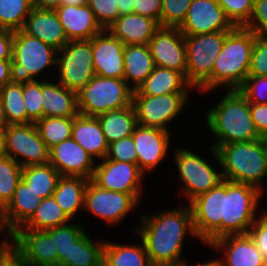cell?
<instances>
[{"label": "cell", "instance_id": "1", "mask_svg": "<svg viewBox=\"0 0 267 266\" xmlns=\"http://www.w3.org/2000/svg\"><path fill=\"white\" fill-rule=\"evenodd\" d=\"M141 227L135 229L143 241L150 262H179L183 240L188 233L196 237L190 205L141 217Z\"/></svg>", "mask_w": 267, "mask_h": 266}, {"label": "cell", "instance_id": "2", "mask_svg": "<svg viewBox=\"0 0 267 266\" xmlns=\"http://www.w3.org/2000/svg\"><path fill=\"white\" fill-rule=\"evenodd\" d=\"M255 33L244 27H235L224 41L214 62L210 79L199 89L212 91L222 85L228 90H238L248 77Z\"/></svg>", "mask_w": 267, "mask_h": 266}, {"label": "cell", "instance_id": "3", "mask_svg": "<svg viewBox=\"0 0 267 266\" xmlns=\"http://www.w3.org/2000/svg\"><path fill=\"white\" fill-rule=\"evenodd\" d=\"M209 130L216 141L211 146L234 142H249L260 139L251 118L250 103L239 90H228L227 94L206 116Z\"/></svg>", "mask_w": 267, "mask_h": 266}, {"label": "cell", "instance_id": "4", "mask_svg": "<svg viewBox=\"0 0 267 266\" xmlns=\"http://www.w3.org/2000/svg\"><path fill=\"white\" fill-rule=\"evenodd\" d=\"M215 160L223 169L224 180L244 183L262 191L260 183L267 177V139L211 146Z\"/></svg>", "mask_w": 267, "mask_h": 266}, {"label": "cell", "instance_id": "5", "mask_svg": "<svg viewBox=\"0 0 267 266\" xmlns=\"http://www.w3.org/2000/svg\"><path fill=\"white\" fill-rule=\"evenodd\" d=\"M133 89L124 78L95 75L77 92L79 114L96 117L130 106Z\"/></svg>", "mask_w": 267, "mask_h": 266}, {"label": "cell", "instance_id": "6", "mask_svg": "<svg viewBox=\"0 0 267 266\" xmlns=\"http://www.w3.org/2000/svg\"><path fill=\"white\" fill-rule=\"evenodd\" d=\"M261 192L249 184L223 180L222 237L249 233Z\"/></svg>", "mask_w": 267, "mask_h": 266}, {"label": "cell", "instance_id": "7", "mask_svg": "<svg viewBox=\"0 0 267 266\" xmlns=\"http://www.w3.org/2000/svg\"><path fill=\"white\" fill-rule=\"evenodd\" d=\"M57 50L24 33L14 31L11 60V83L26 84L36 80V76L48 66L56 64Z\"/></svg>", "mask_w": 267, "mask_h": 266}, {"label": "cell", "instance_id": "8", "mask_svg": "<svg viewBox=\"0 0 267 266\" xmlns=\"http://www.w3.org/2000/svg\"><path fill=\"white\" fill-rule=\"evenodd\" d=\"M230 31L184 35L187 57L186 82L200 89L211 77L214 62Z\"/></svg>", "mask_w": 267, "mask_h": 266}, {"label": "cell", "instance_id": "9", "mask_svg": "<svg viewBox=\"0 0 267 266\" xmlns=\"http://www.w3.org/2000/svg\"><path fill=\"white\" fill-rule=\"evenodd\" d=\"M57 52H62L56 58L59 83L77 93L95 76L92 39L69 41Z\"/></svg>", "mask_w": 267, "mask_h": 266}, {"label": "cell", "instance_id": "10", "mask_svg": "<svg viewBox=\"0 0 267 266\" xmlns=\"http://www.w3.org/2000/svg\"><path fill=\"white\" fill-rule=\"evenodd\" d=\"M3 145L4 155L22 167L49 163V148L34 123L8 124L3 131Z\"/></svg>", "mask_w": 267, "mask_h": 266}, {"label": "cell", "instance_id": "11", "mask_svg": "<svg viewBox=\"0 0 267 266\" xmlns=\"http://www.w3.org/2000/svg\"><path fill=\"white\" fill-rule=\"evenodd\" d=\"M174 159L189 203L224 180L222 173L188 149H176Z\"/></svg>", "mask_w": 267, "mask_h": 266}, {"label": "cell", "instance_id": "12", "mask_svg": "<svg viewBox=\"0 0 267 266\" xmlns=\"http://www.w3.org/2000/svg\"><path fill=\"white\" fill-rule=\"evenodd\" d=\"M195 234L210 245L222 237L223 181L189 203Z\"/></svg>", "mask_w": 267, "mask_h": 266}, {"label": "cell", "instance_id": "13", "mask_svg": "<svg viewBox=\"0 0 267 266\" xmlns=\"http://www.w3.org/2000/svg\"><path fill=\"white\" fill-rule=\"evenodd\" d=\"M188 93H172L159 96L132 95L137 123L144 127H156L166 131L170 123L184 108Z\"/></svg>", "mask_w": 267, "mask_h": 266}, {"label": "cell", "instance_id": "14", "mask_svg": "<svg viewBox=\"0 0 267 266\" xmlns=\"http://www.w3.org/2000/svg\"><path fill=\"white\" fill-rule=\"evenodd\" d=\"M143 176L137 164L104 158L96 165L91 181L109 191L129 193L139 202Z\"/></svg>", "mask_w": 267, "mask_h": 266}, {"label": "cell", "instance_id": "15", "mask_svg": "<svg viewBox=\"0 0 267 266\" xmlns=\"http://www.w3.org/2000/svg\"><path fill=\"white\" fill-rule=\"evenodd\" d=\"M138 205L129 193L109 191L98 187L91 180L85 191L84 208L109 224H117Z\"/></svg>", "mask_w": 267, "mask_h": 266}, {"label": "cell", "instance_id": "16", "mask_svg": "<svg viewBox=\"0 0 267 266\" xmlns=\"http://www.w3.org/2000/svg\"><path fill=\"white\" fill-rule=\"evenodd\" d=\"M147 45L155 66L176 70L186 77V46L179 28L160 27Z\"/></svg>", "mask_w": 267, "mask_h": 266}, {"label": "cell", "instance_id": "17", "mask_svg": "<svg viewBox=\"0 0 267 266\" xmlns=\"http://www.w3.org/2000/svg\"><path fill=\"white\" fill-rule=\"evenodd\" d=\"M234 28L217 0H192L179 30L184 35H197L232 31Z\"/></svg>", "mask_w": 267, "mask_h": 266}, {"label": "cell", "instance_id": "18", "mask_svg": "<svg viewBox=\"0 0 267 266\" xmlns=\"http://www.w3.org/2000/svg\"><path fill=\"white\" fill-rule=\"evenodd\" d=\"M11 243L23 254L27 266H57V247L48 230L18 229Z\"/></svg>", "mask_w": 267, "mask_h": 266}, {"label": "cell", "instance_id": "19", "mask_svg": "<svg viewBox=\"0 0 267 266\" xmlns=\"http://www.w3.org/2000/svg\"><path fill=\"white\" fill-rule=\"evenodd\" d=\"M49 163L61 176L91 180L96 165L94 158L72 137L49 149Z\"/></svg>", "mask_w": 267, "mask_h": 266}, {"label": "cell", "instance_id": "20", "mask_svg": "<svg viewBox=\"0 0 267 266\" xmlns=\"http://www.w3.org/2000/svg\"><path fill=\"white\" fill-rule=\"evenodd\" d=\"M132 136L139 169L143 173L153 171L166 156L170 132L161 128L137 125Z\"/></svg>", "mask_w": 267, "mask_h": 266}, {"label": "cell", "instance_id": "21", "mask_svg": "<svg viewBox=\"0 0 267 266\" xmlns=\"http://www.w3.org/2000/svg\"><path fill=\"white\" fill-rule=\"evenodd\" d=\"M125 45L107 29L92 38L94 73L97 76L123 78Z\"/></svg>", "mask_w": 267, "mask_h": 266}, {"label": "cell", "instance_id": "22", "mask_svg": "<svg viewBox=\"0 0 267 266\" xmlns=\"http://www.w3.org/2000/svg\"><path fill=\"white\" fill-rule=\"evenodd\" d=\"M218 250H225V260L216 259L217 266H267L262 253L248 234L226 235L210 244Z\"/></svg>", "mask_w": 267, "mask_h": 266}, {"label": "cell", "instance_id": "23", "mask_svg": "<svg viewBox=\"0 0 267 266\" xmlns=\"http://www.w3.org/2000/svg\"><path fill=\"white\" fill-rule=\"evenodd\" d=\"M41 200L22 179L19 181L12 199L0 211L2 226L8 227L9 236L32 217Z\"/></svg>", "mask_w": 267, "mask_h": 266}, {"label": "cell", "instance_id": "24", "mask_svg": "<svg viewBox=\"0 0 267 266\" xmlns=\"http://www.w3.org/2000/svg\"><path fill=\"white\" fill-rule=\"evenodd\" d=\"M54 10L68 41L91 40L103 30L87 4L80 6L60 5Z\"/></svg>", "mask_w": 267, "mask_h": 266}, {"label": "cell", "instance_id": "25", "mask_svg": "<svg viewBox=\"0 0 267 266\" xmlns=\"http://www.w3.org/2000/svg\"><path fill=\"white\" fill-rule=\"evenodd\" d=\"M22 31L31 37L40 39L56 50L62 49L69 42L63 26L53 9L33 7Z\"/></svg>", "mask_w": 267, "mask_h": 266}, {"label": "cell", "instance_id": "26", "mask_svg": "<svg viewBox=\"0 0 267 266\" xmlns=\"http://www.w3.org/2000/svg\"><path fill=\"white\" fill-rule=\"evenodd\" d=\"M160 25L136 13L120 15L107 30L124 45L148 44Z\"/></svg>", "mask_w": 267, "mask_h": 266}, {"label": "cell", "instance_id": "27", "mask_svg": "<svg viewBox=\"0 0 267 266\" xmlns=\"http://www.w3.org/2000/svg\"><path fill=\"white\" fill-rule=\"evenodd\" d=\"M43 117L74 118L79 114L77 93L59 82L41 81Z\"/></svg>", "mask_w": 267, "mask_h": 266}, {"label": "cell", "instance_id": "28", "mask_svg": "<svg viewBox=\"0 0 267 266\" xmlns=\"http://www.w3.org/2000/svg\"><path fill=\"white\" fill-rule=\"evenodd\" d=\"M192 87L186 77L176 70L155 66L152 73L133 90V95L159 96L172 93H188Z\"/></svg>", "mask_w": 267, "mask_h": 266}, {"label": "cell", "instance_id": "29", "mask_svg": "<svg viewBox=\"0 0 267 266\" xmlns=\"http://www.w3.org/2000/svg\"><path fill=\"white\" fill-rule=\"evenodd\" d=\"M72 138L93 158L104 159L108 143L97 117L78 114L73 118Z\"/></svg>", "mask_w": 267, "mask_h": 266}, {"label": "cell", "instance_id": "30", "mask_svg": "<svg viewBox=\"0 0 267 266\" xmlns=\"http://www.w3.org/2000/svg\"><path fill=\"white\" fill-rule=\"evenodd\" d=\"M123 64V78L127 84L129 82L133 84V90H136L155 68V63L147 44L125 45Z\"/></svg>", "mask_w": 267, "mask_h": 266}, {"label": "cell", "instance_id": "31", "mask_svg": "<svg viewBox=\"0 0 267 266\" xmlns=\"http://www.w3.org/2000/svg\"><path fill=\"white\" fill-rule=\"evenodd\" d=\"M108 144L131 136L138 125L133 104L96 116Z\"/></svg>", "mask_w": 267, "mask_h": 266}, {"label": "cell", "instance_id": "32", "mask_svg": "<svg viewBox=\"0 0 267 266\" xmlns=\"http://www.w3.org/2000/svg\"><path fill=\"white\" fill-rule=\"evenodd\" d=\"M88 179L83 177L61 176L53 197L70 219L84 207Z\"/></svg>", "mask_w": 267, "mask_h": 266}, {"label": "cell", "instance_id": "33", "mask_svg": "<svg viewBox=\"0 0 267 266\" xmlns=\"http://www.w3.org/2000/svg\"><path fill=\"white\" fill-rule=\"evenodd\" d=\"M141 242V246H136L105 241L102 262L106 266H149V256Z\"/></svg>", "mask_w": 267, "mask_h": 266}, {"label": "cell", "instance_id": "34", "mask_svg": "<svg viewBox=\"0 0 267 266\" xmlns=\"http://www.w3.org/2000/svg\"><path fill=\"white\" fill-rule=\"evenodd\" d=\"M105 241L94 242L85 232L68 249L58 266H98L103 261Z\"/></svg>", "mask_w": 267, "mask_h": 266}, {"label": "cell", "instance_id": "35", "mask_svg": "<svg viewBox=\"0 0 267 266\" xmlns=\"http://www.w3.org/2000/svg\"><path fill=\"white\" fill-rule=\"evenodd\" d=\"M61 175L50 164L28 165L22 168L21 179L41 198L53 196Z\"/></svg>", "mask_w": 267, "mask_h": 266}, {"label": "cell", "instance_id": "36", "mask_svg": "<svg viewBox=\"0 0 267 266\" xmlns=\"http://www.w3.org/2000/svg\"><path fill=\"white\" fill-rule=\"evenodd\" d=\"M72 221L53 196L41 200L32 217L19 229L48 230Z\"/></svg>", "mask_w": 267, "mask_h": 266}, {"label": "cell", "instance_id": "37", "mask_svg": "<svg viewBox=\"0 0 267 266\" xmlns=\"http://www.w3.org/2000/svg\"><path fill=\"white\" fill-rule=\"evenodd\" d=\"M34 7V0H0V28L22 30Z\"/></svg>", "mask_w": 267, "mask_h": 266}, {"label": "cell", "instance_id": "38", "mask_svg": "<svg viewBox=\"0 0 267 266\" xmlns=\"http://www.w3.org/2000/svg\"><path fill=\"white\" fill-rule=\"evenodd\" d=\"M4 113L8 124H27L23 100V84L8 83L0 89Z\"/></svg>", "mask_w": 267, "mask_h": 266}, {"label": "cell", "instance_id": "39", "mask_svg": "<svg viewBox=\"0 0 267 266\" xmlns=\"http://www.w3.org/2000/svg\"><path fill=\"white\" fill-rule=\"evenodd\" d=\"M34 124L49 149L72 137L73 118L43 117Z\"/></svg>", "mask_w": 267, "mask_h": 266}, {"label": "cell", "instance_id": "40", "mask_svg": "<svg viewBox=\"0 0 267 266\" xmlns=\"http://www.w3.org/2000/svg\"><path fill=\"white\" fill-rule=\"evenodd\" d=\"M22 166L9 156H0V211L9 203L21 180Z\"/></svg>", "mask_w": 267, "mask_h": 266}, {"label": "cell", "instance_id": "41", "mask_svg": "<svg viewBox=\"0 0 267 266\" xmlns=\"http://www.w3.org/2000/svg\"><path fill=\"white\" fill-rule=\"evenodd\" d=\"M51 236L55 240V245L57 247V257L58 265L59 261L67 256L68 249L73 245V243L81 237L85 231L79 224H66L63 226H57L48 229Z\"/></svg>", "mask_w": 267, "mask_h": 266}, {"label": "cell", "instance_id": "42", "mask_svg": "<svg viewBox=\"0 0 267 266\" xmlns=\"http://www.w3.org/2000/svg\"><path fill=\"white\" fill-rule=\"evenodd\" d=\"M192 0H162L160 27L179 28L184 22Z\"/></svg>", "mask_w": 267, "mask_h": 266}, {"label": "cell", "instance_id": "43", "mask_svg": "<svg viewBox=\"0 0 267 266\" xmlns=\"http://www.w3.org/2000/svg\"><path fill=\"white\" fill-rule=\"evenodd\" d=\"M23 100L27 112V124L43 118L41 81L37 79L23 84Z\"/></svg>", "mask_w": 267, "mask_h": 266}, {"label": "cell", "instance_id": "44", "mask_svg": "<svg viewBox=\"0 0 267 266\" xmlns=\"http://www.w3.org/2000/svg\"><path fill=\"white\" fill-rule=\"evenodd\" d=\"M235 27H244L251 18L254 0H217Z\"/></svg>", "mask_w": 267, "mask_h": 266}, {"label": "cell", "instance_id": "45", "mask_svg": "<svg viewBox=\"0 0 267 266\" xmlns=\"http://www.w3.org/2000/svg\"><path fill=\"white\" fill-rule=\"evenodd\" d=\"M248 76H267V34H255Z\"/></svg>", "mask_w": 267, "mask_h": 266}, {"label": "cell", "instance_id": "46", "mask_svg": "<svg viewBox=\"0 0 267 266\" xmlns=\"http://www.w3.org/2000/svg\"><path fill=\"white\" fill-rule=\"evenodd\" d=\"M238 90L249 103L267 104V76H248Z\"/></svg>", "mask_w": 267, "mask_h": 266}, {"label": "cell", "instance_id": "47", "mask_svg": "<svg viewBox=\"0 0 267 266\" xmlns=\"http://www.w3.org/2000/svg\"><path fill=\"white\" fill-rule=\"evenodd\" d=\"M97 23L107 29L120 15L116 0H87Z\"/></svg>", "mask_w": 267, "mask_h": 266}, {"label": "cell", "instance_id": "48", "mask_svg": "<svg viewBox=\"0 0 267 266\" xmlns=\"http://www.w3.org/2000/svg\"><path fill=\"white\" fill-rule=\"evenodd\" d=\"M105 159L137 164L133 136L131 135L110 143Z\"/></svg>", "mask_w": 267, "mask_h": 266}, {"label": "cell", "instance_id": "49", "mask_svg": "<svg viewBox=\"0 0 267 266\" xmlns=\"http://www.w3.org/2000/svg\"><path fill=\"white\" fill-rule=\"evenodd\" d=\"M244 28L255 34H267V0H254L251 18Z\"/></svg>", "mask_w": 267, "mask_h": 266}, {"label": "cell", "instance_id": "50", "mask_svg": "<svg viewBox=\"0 0 267 266\" xmlns=\"http://www.w3.org/2000/svg\"><path fill=\"white\" fill-rule=\"evenodd\" d=\"M250 228L249 235L255 241L257 248L262 253L267 263V211H262Z\"/></svg>", "mask_w": 267, "mask_h": 266}, {"label": "cell", "instance_id": "51", "mask_svg": "<svg viewBox=\"0 0 267 266\" xmlns=\"http://www.w3.org/2000/svg\"><path fill=\"white\" fill-rule=\"evenodd\" d=\"M162 0H134L133 13L154 19L160 25Z\"/></svg>", "mask_w": 267, "mask_h": 266}, {"label": "cell", "instance_id": "52", "mask_svg": "<svg viewBox=\"0 0 267 266\" xmlns=\"http://www.w3.org/2000/svg\"><path fill=\"white\" fill-rule=\"evenodd\" d=\"M251 118L261 138L267 139V104L250 103Z\"/></svg>", "mask_w": 267, "mask_h": 266}, {"label": "cell", "instance_id": "53", "mask_svg": "<svg viewBox=\"0 0 267 266\" xmlns=\"http://www.w3.org/2000/svg\"><path fill=\"white\" fill-rule=\"evenodd\" d=\"M0 266H27L23 254L9 242L0 250Z\"/></svg>", "mask_w": 267, "mask_h": 266}, {"label": "cell", "instance_id": "54", "mask_svg": "<svg viewBox=\"0 0 267 266\" xmlns=\"http://www.w3.org/2000/svg\"><path fill=\"white\" fill-rule=\"evenodd\" d=\"M14 31L0 30V60H12Z\"/></svg>", "mask_w": 267, "mask_h": 266}, {"label": "cell", "instance_id": "55", "mask_svg": "<svg viewBox=\"0 0 267 266\" xmlns=\"http://www.w3.org/2000/svg\"><path fill=\"white\" fill-rule=\"evenodd\" d=\"M11 83V60H0V89Z\"/></svg>", "mask_w": 267, "mask_h": 266}, {"label": "cell", "instance_id": "56", "mask_svg": "<svg viewBox=\"0 0 267 266\" xmlns=\"http://www.w3.org/2000/svg\"><path fill=\"white\" fill-rule=\"evenodd\" d=\"M119 15L133 13L134 0H116Z\"/></svg>", "mask_w": 267, "mask_h": 266}, {"label": "cell", "instance_id": "57", "mask_svg": "<svg viewBox=\"0 0 267 266\" xmlns=\"http://www.w3.org/2000/svg\"><path fill=\"white\" fill-rule=\"evenodd\" d=\"M61 0H34V7L40 9H55L59 7Z\"/></svg>", "mask_w": 267, "mask_h": 266}, {"label": "cell", "instance_id": "58", "mask_svg": "<svg viewBox=\"0 0 267 266\" xmlns=\"http://www.w3.org/2000/svg\"><path fill=\"white\" fill-rule=\"evenodd\" d=\"M8 126L5 113H4V106L3 101L0 96V131H4V129Z\"/></svg>", "mask_w": 267, "mask_h": 266}, {"label": "cell", "instance_id": "59", "mask_svg": "<svg viewBox=\"0 0 267 266\" xmlns=\"http://www.w3.org/2000/svg\"><path fill=\"white\" fill-rule=\"evenodd\" d=\"M87 4V0H61L60 5H74V6H80Z\"/></svg>", "mask_w": 267, "mask_h": 266}, {"label": "cell", "instance_id": "60", "mask_svg": "<svg viewBox=\"0 0 267 266\" xmlns=\"http://www.w3.org/2000/svg\"><path fill=\"white\" fill-rule=\"evenodd\" d=\"M149 266H181L179 262H150Z\"/></svg>", "mask_w": 267, "mask_h": 266}, {"label": "cell", "instance_id": "61", "mask_svg": "<svg viewBox=\"0 0 267 266\" xmlns=\"http://www.w3.org/2000/svg\"><path fill=\"white\" fill-rule=\"evenodd\" d=\"M186 262L185 261H183L182 263H181V266H186L187 264H185ZM193 266H217V262H216V259H212V260H209L208 262H206V263H198L197 265H193Z\"/></svg>", "mask_w": 267, "mask_h": 266}, {"label": "cell", "instance_id": "62", "mask_svg": "<svg viewBox=\"0 0 267 266\" xmlns=\"http://www.w3.org/2000/svg\"><path fill=\"white\" fill-rule=\"evenodd\" d=\"M4 155L3 131H0V156Z\"/></svg>", "mask_w": 267, "mask_h": 266}, {"label": "cell", "instance_id": "63", "mask_svg": "<svg viewBox=\"0 0 267 266\" xmlns=\"http://www.w3.org/2000/svg\"><path fill=\"white\" fill-rule=\"evenodd\" d=\"M8 243V241H2L1 245H0V250Z\"/></svg>", "mask_w": 267, "mask_h": 266}, {"label": "cell", "instance_id": "64", "mask_svg": "<svg viewBox=\"0 0 267 266\" xmlns=\"http://www.w3.org/2000/svg\"><path fill=\"white\" fill-rule=\"evenodd\" d=\"M3 226H2V223H1V217H0V233L3 231Z\"/></svg>", "mask_w": 267, "mask_h": 266}, {"label": "cell", "instance_id": "65", "mask_svg": "<svg viewBox=\"0 0 267 266\" xmlns=\"http://www.w3.org/2000/svg\"><path fill=\"white\" fill-rule=\"evenodd\" d=\"M98 266H106L103 262H101Z\"/></svg>", "mask_w": 267, "mask_h": 266}]
</instances>
